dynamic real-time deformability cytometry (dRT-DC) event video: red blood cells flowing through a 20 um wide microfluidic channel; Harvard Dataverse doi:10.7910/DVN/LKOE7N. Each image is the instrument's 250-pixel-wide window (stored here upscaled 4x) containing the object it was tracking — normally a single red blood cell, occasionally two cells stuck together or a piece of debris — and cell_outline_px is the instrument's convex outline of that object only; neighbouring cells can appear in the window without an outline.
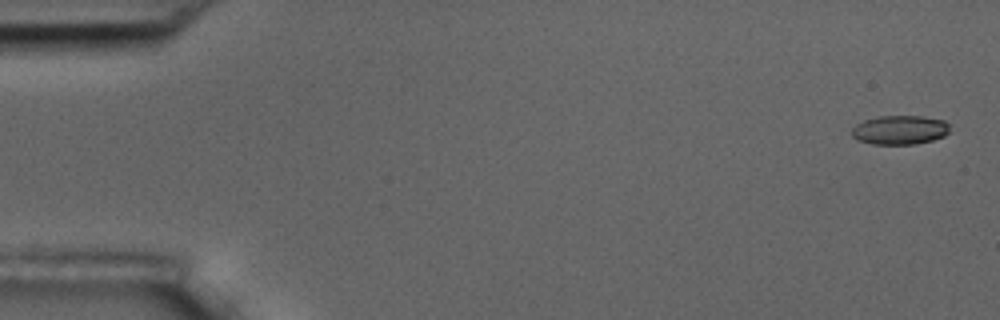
{"species": "common noctule bat (a hibernating species)", "species_latin": "Nyctalus noctula", "temperature_condition": "room temperature", "stored_images_in_passage": 7, "camera_frame_rate_fps": 3000, "um_per_image_px": 0.085, "animal": {"sex": "male", "body_mass_g": 17.5, "forearm_length_mm": 52.3}, "frame": {"image": 1, "passage_image": 1, "time_ms": 0.0, "image_size_px": [1000, 320], "cell_outline_px": [[948, 132], [944, 136], [932, 140], [916, 144], [872, 144], [856, 140], [852, 136], [852, 128], [856, 124], [864, 120], [876, 116], [924, 116], [944, 120], [948, 124]], "centroid_in_image_um": [76.46, 11.04], "position_along_channel_um": 8.5, "area_um2": 16.7}}
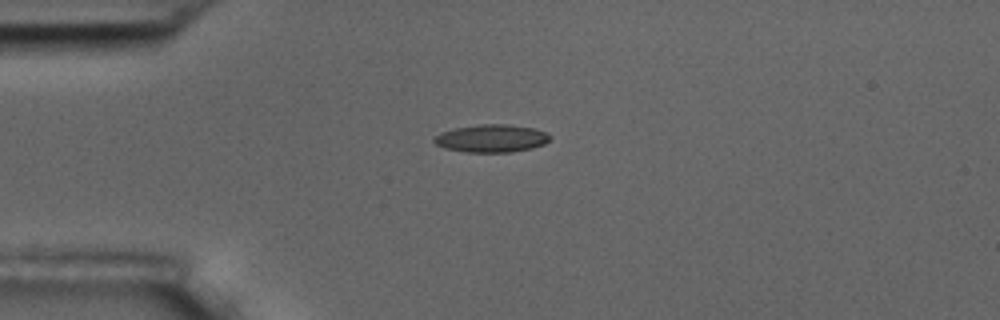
{"frame": {"image": 2, "passage_image": 4, "time_ms": 4.333, "image_size_px": [1000, 320], "cell_outline_px": [[552, 136], [544, 144], [532, 148], [512, 152], [468, 152], [444, 148], [436, 144], [432, 140], [432, 136], [440, 132], [456, 128], [480, 124], [508, 124], [532, 128], [544, 132]], "centroid_in_image_um": [41.74, 11.76], "position_along_channel_um": 43.3, "area_um2": 18.73}}